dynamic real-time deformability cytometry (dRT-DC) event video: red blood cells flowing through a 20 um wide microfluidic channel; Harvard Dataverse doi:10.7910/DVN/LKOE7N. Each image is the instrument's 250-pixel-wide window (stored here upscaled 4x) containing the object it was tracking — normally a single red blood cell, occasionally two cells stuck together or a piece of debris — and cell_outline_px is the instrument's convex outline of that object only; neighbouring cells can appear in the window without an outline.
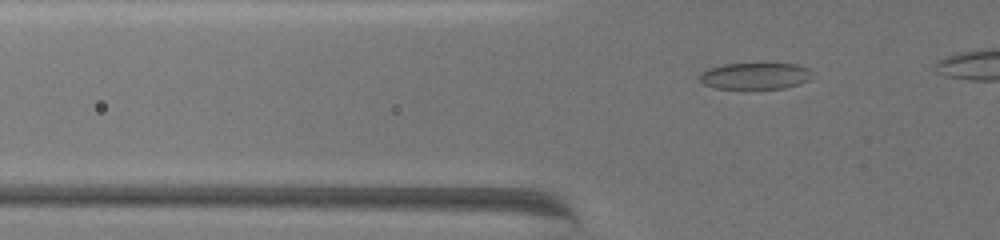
{"species": "common noctule bat (a hibernating species)", "species_latin": "Nyctalus noctula", "temperature_condition": "warm", "stored_images_in_passage": 48, "camera_frame_rate_fps": 3000, "um_per_image_px": 0.085, "animal": {"sex": "female", "body_mass_g": 19.5, "forearm_length_mm": 54.1}, "frame": {"image": 1, "passage_image": 10, "time_ms": 3.0, "image_size_px": [1000, 240], "cell_outline_px": [[812, 76], [808, 80], [784, 88], [716, 88], [704, 84], [700, 80], [700, 76], [704, 72], [712, 68], [724, 64], [760, 60], [772, 60], [796, 64], [808, 68]], "centroid_in_image_um": [64.25, 6.38], "position_along_channel_um": 61.6, "area_um2": 18.09}}
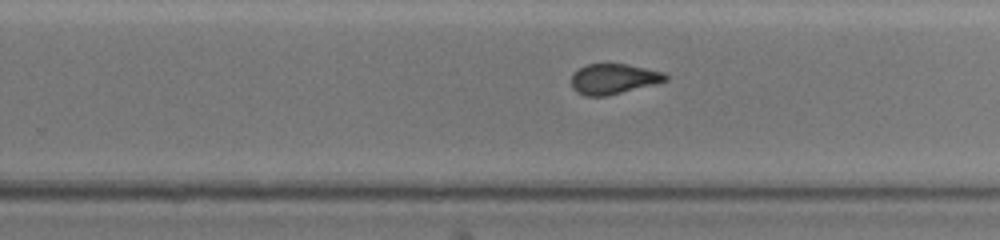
{"frame": {"image": 2, "passage_image": 33, "time_ms": 10.667, "image_size_px": [1000, 240], "cell_outline_px": [[668, 80], [608, 96], [584, 96], [576, 92], [572, 88], [572, 76], [584, 64], [628, 64], [664, 72], [668, 76]], "centroid_in_image_um": [52.15, 6.71], "position_along_channel_um": 277.7, "area_um2": 16.59}}
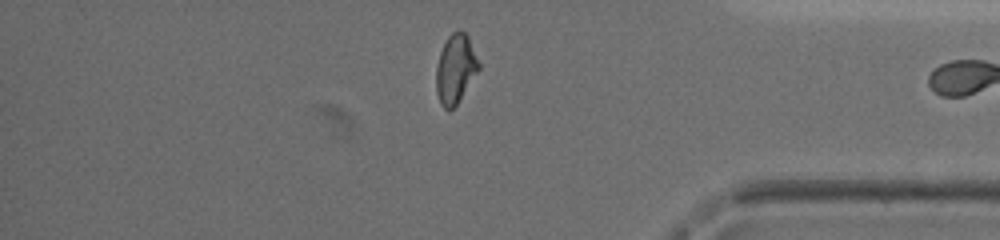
{"frame": {"image": 3, "passage_image": 47, "time_ms": 15.333, "image_size_px": [1000, 240], "cell_outline_px": [[480, 68], [456, 104], [448, 112], [440, 104], [436, 92], [436, 68], [440, 52], [448, 36], [452, 32], [460, 28], [468, 36], [480, 64]], "centroid_in_image_um": [38.7, 5.84], "position_along_channel_um": 396.5, "area_um2": 17.05}}